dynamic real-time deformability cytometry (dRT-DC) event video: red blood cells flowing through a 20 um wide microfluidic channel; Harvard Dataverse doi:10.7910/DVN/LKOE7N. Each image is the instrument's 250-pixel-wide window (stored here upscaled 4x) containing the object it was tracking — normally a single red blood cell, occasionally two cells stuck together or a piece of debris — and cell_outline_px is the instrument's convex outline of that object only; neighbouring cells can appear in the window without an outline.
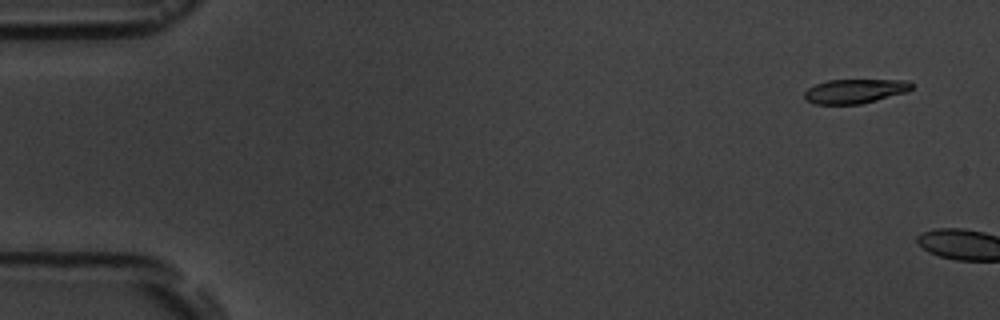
{"species": "common noctule bat (a hibernating species)", "species_latin": "Nyctalus noctula", "temperature_condition": "room temperature", "stored_images_in_passage": 4, "camera_frame_rate_fps": 3000, "um_per_image_px": 0.085, "animal": {"sex": "male", "body_mass_g": 19.5, "forearm_length_mm": 54.6}, "frame": {"image": 1, "passage_image": 1, "time_ms": 0.0, "image_size_px": [1000, 320], "cell_outline_px": [[912, 88], [908, 92], [860, 104], [816, 104], [804, 100], [804, 92], [808, 88], [816, 84], [828, 80], [908, 80], [912, 84]], "centroid_in_image_um": [72.66, 7.75], "position_along_channel_um": 12.3, "area_um2": 15.2}}
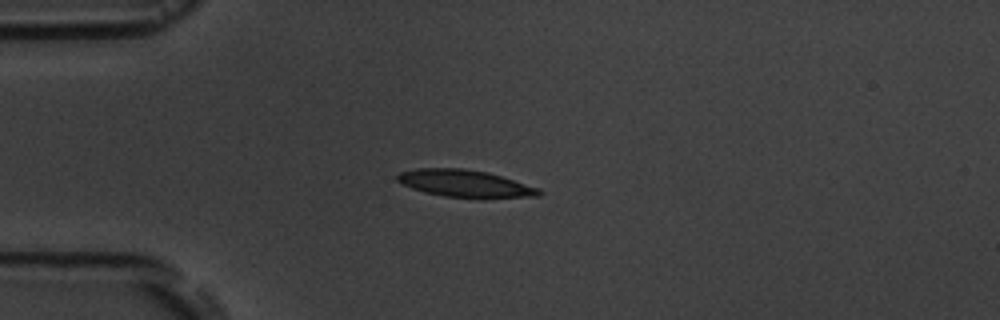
{"frame": {"image": 2, "passage_image": 3, "time_ms": 5.667, "image_size_px": [1000, 320], "cell_outline_px": [[544, 192], [540, 196], [444, 196], [424, 192], [412, 188], [396, 180], [396, 176], [400, 172], [416, 168], [464, 168], [488, 172], [540, 188]], "centroid_in_image_um": [39.49, 15.56], "position_along_channel_um": 45.5, "area_um2": 21.79}}